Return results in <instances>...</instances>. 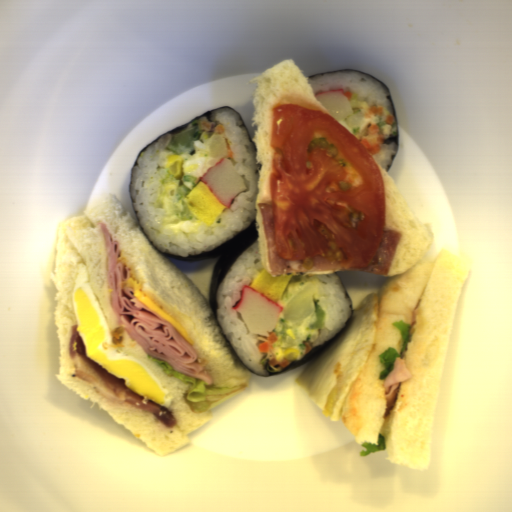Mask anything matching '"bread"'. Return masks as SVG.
I'll list each match as a JSON object with an SVG mask.
<instances>
[{
    "label": "bread",
    "mask_w": 512,
    "mask_h": 512,
    "mask_svg": "<svg viewBox=\"0 0 512 512\" xmlns=\"http://www.w3.org/2000/svg\"><path fill=\"white\" fill-rule=\"evenodd\" d=\"M98 222L107 224L115 241L121 243L122 255L117 261L127 264L129 269L132 266L144 292H149L165 312L184 326L212 383L217 386L247 385L211 403L206 413L190 410L182 397L188 383L166 375L130 338L127 330L117 324L108 304L107 256ZM77 262L85 263L90 284L111 328L113 343H102L104 349L112 346L124 354H132L156 374L162 386L170 391L169 395H173L169 409L178 421L175 427L167 428L150 412L127 403L121 405L109 401L96 393L89 383L75 378L68 357V343L70 326L77 324L71 302ZM43 283L54 294L53 319L59 341L58 374L54 376L76 395L101 407L158 457L192 445L189 435L210 421L212 410L248 389L252 372L227 342L195 281L152 246L114 193L95 194L88 199L84 215L60 223Z\"/></svg>",
    "instance_id": "bread-1"
},
{
    "label": "bread",
    "mask_w": 512,
    "mask_h": 512,
    "mask_svg": "<svg viewBox=\"0 0 512 512\" xmlns=\"http://www.w3.org/2000/svg\"><path fill=\"white\" fill-rule=\"evenodd\" d=\"M377 165L385 227L402 235L387 274H378L387 283L378 293L374 343L350 384L340 416L360 444L371 441L379 446L382 433L389 464L427 471L456 306L471 266L443 248L434 261L418 263L435 241L433 224L419 218L394 178ZM398 320L411 325L404 361L413 378L401 383L396 405L384 418V379L378 377L385 367L377 356L392 346L401 351V334L392 325Z\"/></svg>",
    "instance_id": "bread-2"
},
{
    "label": "bread",
    "mask_w": 512,
    "mask_h": 512,
    "mask_svg": "<svg viewBox=\"0 0 512 512\" xmlns=\"http://www.w3.org/2000/svg\"><path fill=\"white\" fill-rule=\"evenodd\" d=\"M257 83L253 95L254 112L251 127L252 140L256 146V164H261L258 176V194L255 199V227L260 263L270 273L268 241L264 231L263 215L258 203L271 206V171L275 153L271 147L272 107L280 104H300L307 109H316L332 116L314 93L310 79L296 64L293 58L286 59L247 81ZM333 117V116H332Z\"/></svg>",
    "instance_id": "bread-3"
},
{
    "label": "bread",
    "mask_w": 512,
    "mask_h": 512,
    "mask_svg": "<svg viewBox=\"0 0 512 512\" xmlns=\"http://www.w3.org/2000/svg\"><path fill=\"white\" fill-rule=\"evenodd\" d=\"M287 262L289 267L297 273L303 274H332L338 271H341L344 268H340L337 270H315L313 257L307 258H293L289 260H284Z\"/></svg>",
    "instance_id": "bread-4"
}]
</instances>
